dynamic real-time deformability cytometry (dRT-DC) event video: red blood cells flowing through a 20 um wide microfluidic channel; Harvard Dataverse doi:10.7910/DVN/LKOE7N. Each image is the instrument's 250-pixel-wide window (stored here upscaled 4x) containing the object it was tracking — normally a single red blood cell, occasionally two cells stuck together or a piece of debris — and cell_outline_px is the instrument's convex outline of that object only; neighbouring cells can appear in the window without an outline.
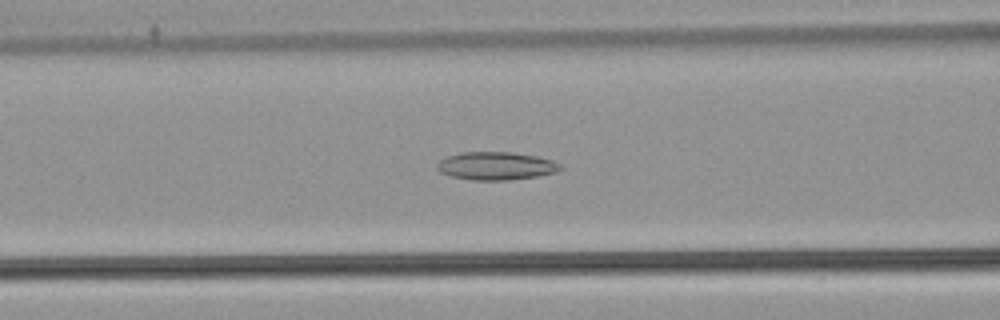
{"species": "common noctule bat (a hibernating species)", "species_latin": "Nyctalus noctula", "temperature_condition": "warm", "stored_images_in_passage": 47, "camera_frame_rate_fps": 3000, "um_per_image_px": 0.085, "animal": {"sex": "male", "body_mass_g": 21.5, "forearm_length_mm": 52.0}, "frame": {"image": 1, "passage_image": 15, "time_ms": 4.667, "image_size_px": [1000, 320], "cell_outline_px": [[564, 168], [556, 172], [536, 176], [508, 180], [472, 180], [452, 176], [440, 172], [436, 168], [436, 164], [440, 160], [448, 156], [460, 152], [512, 152], [536, 156], [552, 160], [560, 164]], "centroid_in_image_um": [42.16, 14.1], "position_along_channel_um": 124.4, "area_um2": 20.11}}
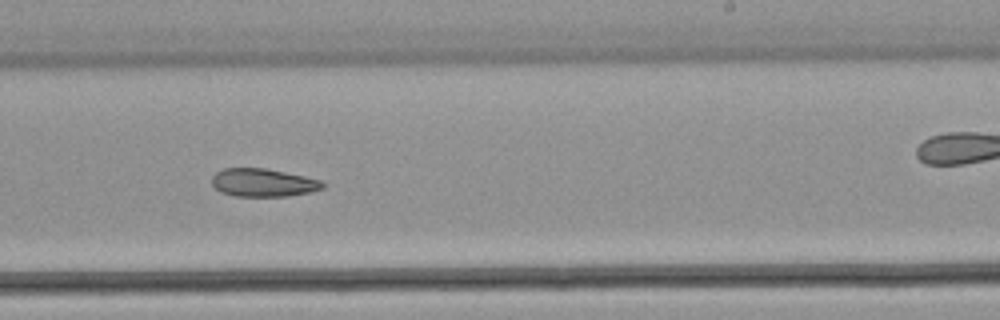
{"frame": {"image": 2, "passage_image": 26, "time_ms": 8.333, "image_size_px": [1000, 320], "cell_outline_px": [[324, 188], [312, 192], [288, 196], [236, 196], [220, 192], [212, 184], [212, 176], [216, 172], [224, 168], [264, 168], [304, 176], [320, 180], [324, 184]], "centroid_in_image_um": [22.36, 15.53], "position_along_channel_um": 266.6, "area_um2": 18.09}}
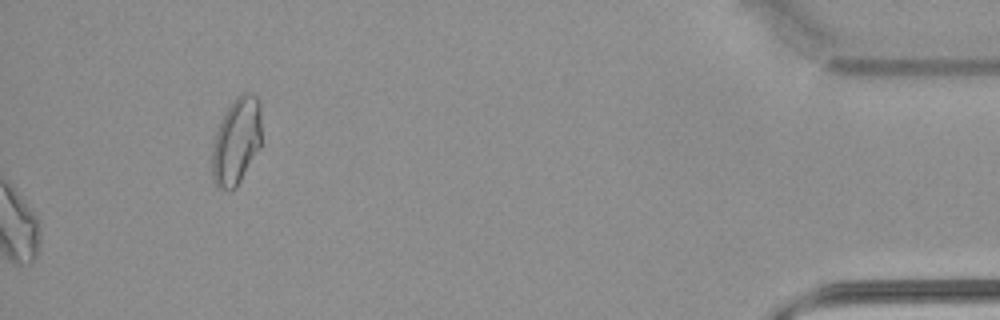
{"frame": {"image": 3, "passage_image": 47, "time_ms": 15.333, "image_size_px": [1000, 320], "cell_outline_px": [[260, 148], [236, 188], [228, 192], [220, 188], [212, 180], [212, 144], [220, 120], [224, 112], [232, 100], [236, 96], [244, 92], [248, 92], [256, 96], [260, 104]], "centroid_in_image_um": [20.07, 12.0], "position_along_channel_um": 415.1, "area_um2": 25.37}}